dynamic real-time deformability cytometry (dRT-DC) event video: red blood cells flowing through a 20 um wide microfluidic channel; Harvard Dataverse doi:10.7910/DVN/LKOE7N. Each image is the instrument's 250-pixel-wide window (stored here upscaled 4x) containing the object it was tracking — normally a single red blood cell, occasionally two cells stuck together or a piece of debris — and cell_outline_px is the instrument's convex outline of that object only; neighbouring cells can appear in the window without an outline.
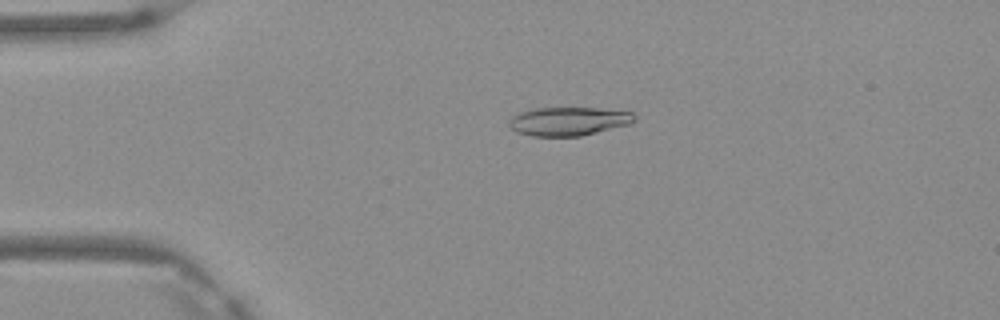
{"species": "Egyptian fruit bat (a non-hibernating species)", "species_latin": "Rousettus aegyptiacus", "temperature_condition": "warm", "stored_images_in_passage": 1, "camera_frame_rate_fps": 3000, "um_per_image_px": 0.085, "frame": {"image": 1, "passage_image": 1, "time_ms": 0.0, "image_size_px": [1000, 320], "cell_outline_px": [[636, 120], [628, 124], [580, 136], [532, 136], [516, 132], [508, 124], [508, 120], [512, 116], [520, 112], [532, 108], [600, 108], [632, 112], [636, 116]], "centroid_in_image_um": [48.29, 10.3], "position_along_channel_um": 36.7, "area_um2": 20.87}}